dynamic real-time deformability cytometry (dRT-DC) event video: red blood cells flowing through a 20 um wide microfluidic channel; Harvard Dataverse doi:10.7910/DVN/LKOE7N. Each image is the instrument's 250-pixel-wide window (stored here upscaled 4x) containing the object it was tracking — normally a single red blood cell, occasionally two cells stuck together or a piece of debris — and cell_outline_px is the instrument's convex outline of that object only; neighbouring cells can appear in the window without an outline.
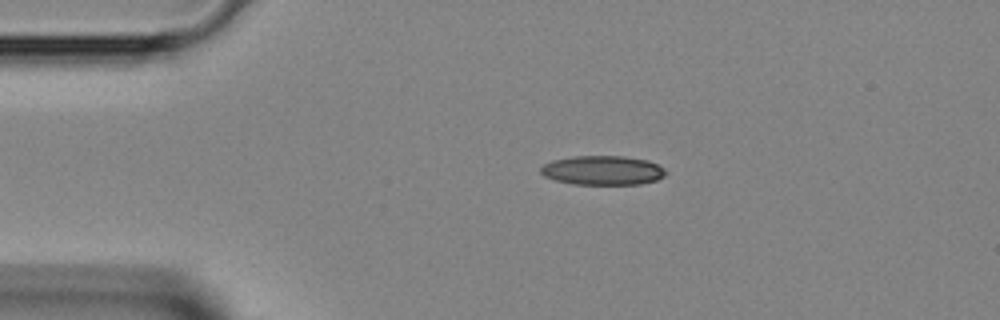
{"species": "Egyptian fruit bat (a non-hibernating species)", "species_latin": "Rousettus aegyptiacus", "temperature_condition": "room temperature", "stored_images_in_passage": 30, "camera_frame_rate_fps": 3000, "um_per_image_px": 0.085, "animal": {"sex": "female"}, "frame": {"image": 1, "passage_image": 1, "time_ms": 0.0, "image_size_px": [1000, 320], "cell_outline_px": [[668, 172], [664, 176], [656, 180], [640, 184], [572, 184], [556, 180], [544, 176], [540, 172], [540, 168], [544, 164], [552, 160], [572, 156], [624, 156], [648, 160], [664, 168]], "centroid_in_image_um": [51.23, 14.47], "position_along_channel_um": 33.8, "area_um2": 21.39}}
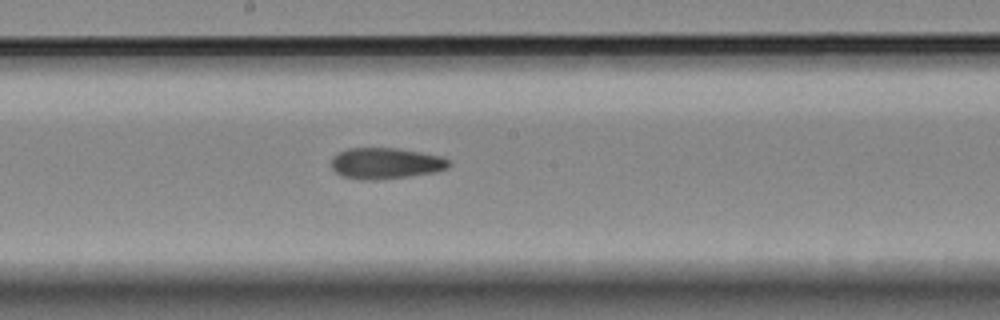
{"frame": {"image": 2, "passage_image": 15, "time_ms": 4.667, "image_size_px": [1000, 320], "cell_outline_px": [[452, 164], [448, 168], [436, 172], [408, 176], [376, 180], [360, 180], [344, 176], [336, 172], [332, 168], [332, 156], [348, 148], [396, 148], [444, 156]], "centroid_in_image_um": [32.82, 13.88], "position_along_channel_um": 215.4, "area_um2": 21.39}}
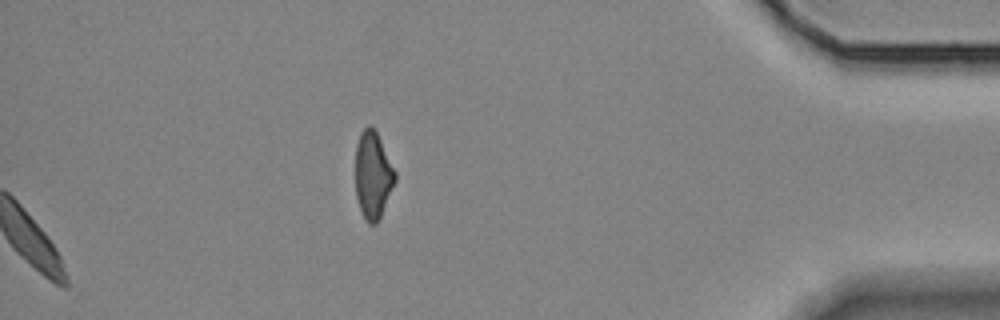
{"frame": {"image": 3, "passage_image": 30, "time_ms": 9.667, "image_size_px": [1000, 320], "cell_outline_px": [[396, 180], [380, 220], [376, 224], [368, 224], [360, 208], [356, 196], [356, 144], [360, 132], [368, 124], [376, 132], [396, 172]], "centroid_in_image_um": [31.7, 14.91], "position_along_channel_um": 403.5, "area_um2": 20.06}}